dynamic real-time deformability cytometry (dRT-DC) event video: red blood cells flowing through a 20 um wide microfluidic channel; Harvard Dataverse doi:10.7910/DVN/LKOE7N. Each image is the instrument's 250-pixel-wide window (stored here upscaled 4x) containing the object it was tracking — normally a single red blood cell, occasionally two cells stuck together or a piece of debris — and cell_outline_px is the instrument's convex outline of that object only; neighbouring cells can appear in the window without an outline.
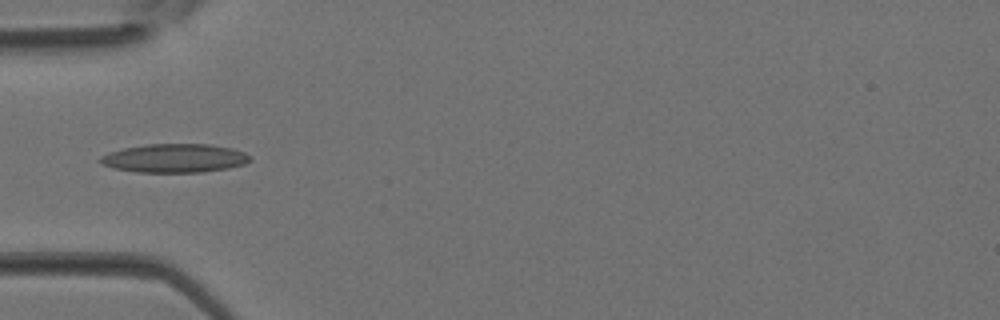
{"species": "Egyptian fruit bat (a non-hibernating species)", "species_latin": "Rousettus aegyptiacus", "temperature_condition": "room temperature", "stored_images_in_passage": 4, "camera_frame_rate_fps": 3000, "um_per_image_px": 0.085, "animal": {"sex": "female"}, "frame": {"image": 1, "passage_image": 4, "time_ms": 1.0, "image_size_px": [1000, 320], "cell_outline_px": [[252, 160], [244, 164], [228, 168], [204, 172], [136, 172], [116, 168], [104, 164], [100, 160], [100, 156], [108, 152], [124, 148], [148, 144], [208, 144], [232, 148], [244, 152]], "centroid_in_image_um": [14.86, 13.44], "position_along_channel_um": 70.1, "area_um2": 24.85}}